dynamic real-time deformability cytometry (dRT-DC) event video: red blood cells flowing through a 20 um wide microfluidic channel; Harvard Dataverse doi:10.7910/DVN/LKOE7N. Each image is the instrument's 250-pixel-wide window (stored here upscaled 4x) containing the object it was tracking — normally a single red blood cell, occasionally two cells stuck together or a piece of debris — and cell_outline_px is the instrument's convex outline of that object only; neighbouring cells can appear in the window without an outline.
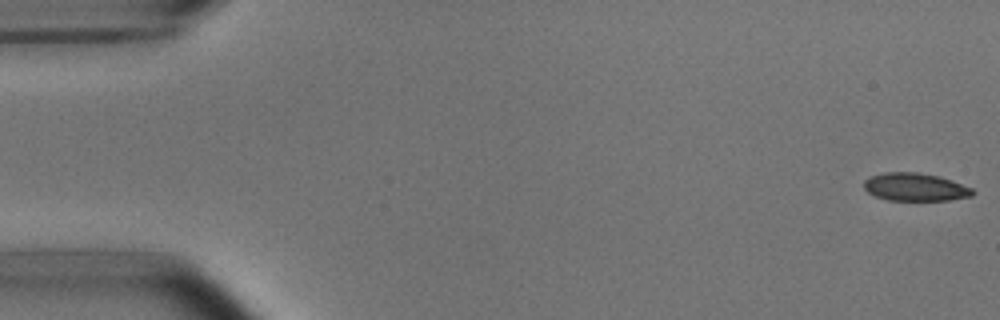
{"species": "common noctule bat (a hibernating species)", "species_latin": "Nyctalus noctula", "temperature_condition": "room temperature", "stored_images_in_passage": 52, "camera_frame_rate_fps": 3000, "um_per_image_px": 0.085, "animal": {"sex": "male", "body_mass_g": 15.6}, "frame": {"image": 1, "passage_image": 1, "time_ms": 0.0, "image_size_px": [1000, 320], "cell_outline_px": [[976, 192], [972, 196], [948, 200], [888, 200], [876, 196], [868, 192], [864, 188], [864, 180], [872, 176], [884, 172], [916, 172], [936, 176], [952, 180], [972, 188]], "centroid_in_image_um": [77.8, 15.9], "position_along_channel_um": 7.2, "area_um2": 17.57}}
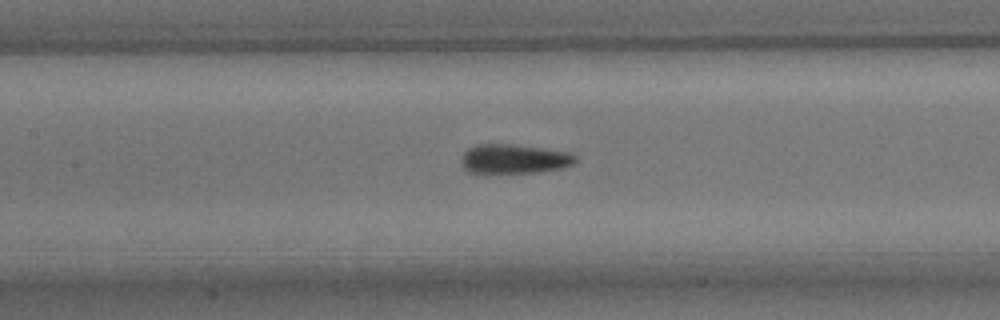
{"frame": {"image": 2, "passage_image": 24, "time_ms": 7.667, "image_size_px": [1000, 320], "cell_outline_px": [[576, 160], [572, 164], [564, 168], [536, 172], [468, 172], [460, 164], [460, 156], [468, 148], [476, 144], [508, 144], [544, 148], [568, 152], [576, 156]], "centroid_in_image_um": [43.66, 13.5], "position_along_channel_um": 163.7, "area_um2": 19.48}}
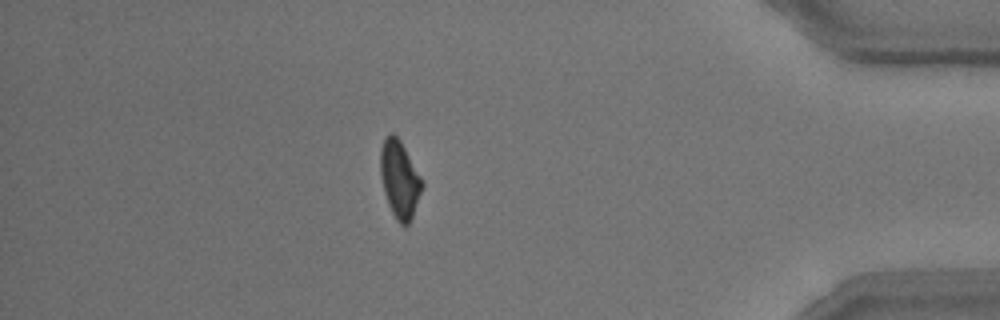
{"frame": {"image": 3, "passage_image": 46, "time_ms": 15.0, "image_size_px": [1000, 320], "cell_outline_px": [[424, 184], [412, 216], [408, 224], [400, 224], [396, 220], [388, 204], [384, 192], [380, 172], [380, 148], [384, 136], [392, 132], [400, 140], [424, 180]], "centroid_in_image_um": [33.96, 15.2], "position_along_channel_um": 401.2, "area_um2": 18.84}, "authors_computed_cell_mechanics": {"area_um2": 18.9873, "velocity_mm_per_s": 3.8017, "shape_relaxation_time_tau1_ms": 3.3906, "shape_relaxation_time_tau2_ms": 2.9366, "deformation_change_tau1": 0.1341, "deformation_change_tau2": 0.0836}}